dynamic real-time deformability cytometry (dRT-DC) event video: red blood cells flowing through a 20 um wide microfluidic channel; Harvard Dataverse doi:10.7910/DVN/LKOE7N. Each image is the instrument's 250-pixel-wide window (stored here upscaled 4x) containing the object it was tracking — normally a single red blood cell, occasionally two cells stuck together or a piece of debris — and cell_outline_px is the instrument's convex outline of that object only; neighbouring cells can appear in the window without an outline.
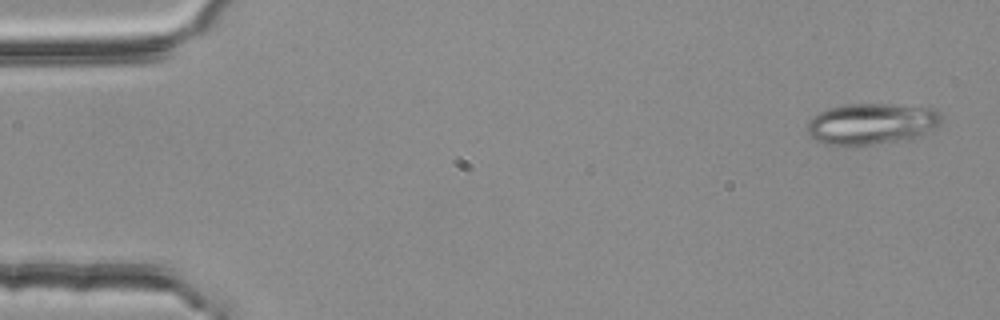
{"species": "common noctule bat (a hibernating species)", "species_latin": "Nyctalus noctula", "temperature_condition": "room temperature", "stored_images_in_passage": 3, "camera_frame_rate_fps": 3000, "um_per_image_px": 0.085, "animal": {"sex": "female", "body_mass_g": 25.1}, "frame": {"image": 1, "passage_image": 1, "time_ms": 0.0, "image_size_px": [1000, 320], "cell_outline_px": [[940, 124], [920, 136], [908, 140], [856, 148], [824, 144], [808, 136], [808, 120], [820, 112], [828, 108], [848, 104], [888, 104], [936, 108], [940, 112]], "centroid_in_image_um": [74.07, 10.57], "position_along_channel_um": 10.9, "area_um2": 33.06}}